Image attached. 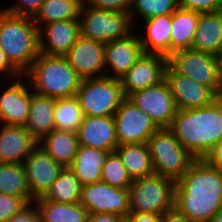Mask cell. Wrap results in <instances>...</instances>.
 Returning <instances> with one entry per match:
<instances>
[{"mask_svg": "<svg viewBox=\"0 0 222 222\" xmlns=\"http://www.w3.org/2000/svg\"><path fill=\"white\" fill-rule=\"evenodd\" d=\"M127 99L145 112L158 128H168L178 110L165 79L131 93Z\"/></svg>", "mask_w": 222, "mask_h": 222, "instance_id": "10", "label": "cell"}, {"mask_svg": "<svg viewBox=\"0 0 222 222\" xmlns=\"http://www.w3.org/2000/svg\"><path fill=\"white\" fill-rule=\"evenodd\" d=\"M168 65L181 75L211 88L216 94L219 85V56L194 49H183L168 56Z\"/></svg>", "mask_w": 222, "mask_h": 222, "instance_id": "9", "label": "cell"}, {"mask_svg": "<svg viewBox=\"0 0 222 222\" xmlns=\"http://www.w3.org/2000/svg\"><path fill=\"white\" fill-rule=\"evenodd\" d=\"M23 76L28 80L32 91L55 99L75 96L82 81L65 56L42 53Z\"/></svg>", "mask_w": 222, "mask_h": 222, "instance_id": "4", "label": "cell"}, {"mask_svg": "<svg viewBox=\"0 0 222 222\" xmlns=\"http://www.w3.org/2000/svg\"><path fill=\"white\" fill-rule=\"evenodd\" d=\"M209 222H222V208L209 220Z\"/></svg>", "mask_w": 222, "mask_h": 222, "instance_id": "47", "label": "cell"}, {"mask_svg": "<svg viewBox=\"0 0 222 222\" xmlns=\"http://www.w3.org/2000/svg\"><path fill=\"white\" fill-rule=\"evenodd\" d=\"M142 53L138 33L134 30L126 37L107 42L104 47L105 76L119 79L135 64Z\"/></svg>", "mask_w": 222, "mask_h": 222, "instance_id": "18", "label": "cell"}, {"mask_svg": "<svg viewBox=\"0 0 222 222\" xmlns=\"http://www.w3.org/2000/svg\"><path fill=\"white\" fill-rule=\"evenodd\" d=\"M84 118L75 96L56 99L54 108L55 129L77 133Z\"/></svg>", "mask_w": 222, "mask_h": 222, "instance_id": "33", "label": "cell"}, {"mask_svg": "<svg viewBox=\"0 0 222 222\" xmlns=\"http://www.w3.org/2000/svg\"><path fill=\"white\" fill-rule=\"evenodd\" d=\"M80 146L114 152L118 146L113 116H84L77 132Z\"/></svg>", "mask_w": 222, "mask_h": 222, "instance_id": "20", "label": "cell"}, {"mask_svg": "<svg viewBox=\"0 0 222 222\" xmlns=\"http://www.w3.org/2000/svg\"><path fill=\"white\" fill-rule=\"evenodd\" d=\"M101 181L117 188H129L133 181L115 151L108 154L102 166Z\"/></svg>", "mask_w": 222, "mask_h": 222, "instance_id": "35", "label": "cell"}, {"mask_svg": "<svg viewBox=\"0 0 222 222\" xmlns=\"http://www.w3.org/2000/svg\"><path fill=\"white\" fill-rule=\"evenodd\" d=\"M13 5L0 11L17 16L33 17L45 0H16Z\"/></svg>", "mask_w": 222, "mask_h": 222, "instance_id": "38", "label": "cell"}, {"mask_svg": "<svg viewBox=\"0 0 222 222\" xmlns=\"http://www.w3.org/2000/svg\"><path fill=\"white\" fill-rule=\"evenodd\" d=\"M110 152L79 146L78 152L69 166L81 186L101 181V170Z\"/></svg>", "mask_w": 222, "mask_h": 222, "instance_id": "26", "label": "cell"}, {"mask_svg": "<svg viewBox=\"0 0 222 222\" xmlns=\"http://www.w3.org/2000/svg\"><path fill=\"white\" fill-rule=\"evenodd\" d=\"M174 206L192 222H209L222 208V171L196 159L175 184Z\"/></svg>", "mask_w": 222, "mask_h": 222, "instance_id": "1", "label": "cell"}, {"mask_svg": "<svg viewBox=\"0 0 222 222\" xmlns=\"http://www.w3.org/2000/svg\"><path fill=\"white\" fill-rule=\"evenodd\" d=\"M200 13L178 7L171 14V53L190 49Z\"/></svg>", "mask_w": 222, "mask_h": 222, "instance_id": "27", "label": "cell"}, {"mask_svg": "<svg viewBox=\"0 0 222 222\" xmlns=\"http://www.w3.org/2000/svg\"><path fill=\"white\" fill-rule=\"evenodd\" d=\"M143 23L145 32L138 33L143 52L168 57L171 54V14L145 19Z\"/></svg>", "mask_w": 222, "mask_h": 222, "instance_id": "22", "label": "cell"}, {"mask_svg": "<svg viewBox=\"0 0 222 222\" xmlns=\"http://www.w3.org/2000/svg\"><path fill=\"white\" fill-rule=\"evenodd\" d=\"M0 47L10 65L23 76L40 54L38 28L32 17L0 11Z\"/></svg>", "mask_w": 222, "mask_h": 222, "instance_id": "3", "label": "cell"}, {"mask_svg": "<svg viewBox=\"0 0 222 222\" xmlns=\"http://www.w3.org/2000/svg\"><path fill=\"white\" fill-rule=\"evenodd\" d=\"M79 36V20H61L42 25L38 28L39 52L49 56H65Z\"/></svg>", "mask_w": 222, "mask_h": 222, "instance_id": "19", "label": "cell"}, {"mask_svg": "<svg viewBox=\"0 0 222 222\" xmlns=\"http://www.w3.org/2000/svg\"><path fill=\"white\" fill-rule=\"evenodd\" d=\"M75 97L84 116H113L127 98L121 81L107 76L82 79Z\"/></svg>", "mask_w": 222, "mask_h": 222, "instance_id": "6", "label": "cell"}, {"mask_svg": "<svg viewBox=\"0 0 222 222\" xmlns=\"http://www.w3.org/2000/svg\"><path fill=\"white\" fill-rule=\"evenodd\" d=\"M154 173L177 182L196 158L168 128H158L147 140Z\"/></svg>", "mask_w": 222, "mask_h": 222, "instance_id": "5", "label": "cell"}, {"mask_svg": "<svg viewBox=\"0 0 222 222\" xmlns=\"http://www.w3.org/2000/svg\"><path fill=\"white\" fill-rule=\"evenodd\" d=\"M115 152L132 180L155 174L146 143L122 144L116 147Z\"/></svg>", "mask_w": 222, "mask_h": 222, "instance_id": "28", "label": "cell"}, {"mask_svg": "<svg viewBox=\"0 0 222 222\" xmlns=\"http://www.w3.org/2000/svg\"><path fill=\"white\" fill-rule=\"evenodd\" d=\"M6 86L0 91V124L25 126L31 104V86L24 76L7 82Z\"/></svg>", "mask_w": 222, "mask_h": 222, "instance_id": "13", "label": "cell"}, {"mask_svg": "<svg viewBox=\"0 0 222 222\" xmlns=\"http://www.w3.org/2000/svg\"><path fill=\"white\" fill-rule=\"evenodd\" d=\"M191 49L219 56L222 51V10L200 13Z\"/></svg>", "mask_w": 222, "mask_h": 222, "instance_id": "24", "label": "cell"}, {"mask_svg": "<svg viewBox=\"0 0 222 222\" xmlns=\"http://www.w3.org/2000/svg\"><path fill=\"white\" fill-rule=\"evenodd\" d=\"M26 205L20 197L0 193V222H7Z\"/></svg>", "mask_w": 222, "mask_h": 222, "instance_id": "36", "label": "cell"}, {"mask_svg": "<svg viewBox=\"0 0 222 222\" xmlns=\"http://www.w3.org/2000/svg\"><path fill=\"white\" fill-rule=\"evenodd\" d=\"M168 129L196 159H203L222 138V101L177 110Z\"/></svg>", "mask_w": 222, "mask_h": 222, "instance_id": "2", "label": "cell"}, {"mask_svg": "<svg viewBox=\"0 0 222 222\" xmlns=\"http://www.w3.org/2000/svg\"><path fill=\"white\" fill-rule=\"evenodd\" d=\"M128 222H163L162 214L130 211L126 217Z\"/></svg>", "mask_w": 222, "mask_h": 222, "instance_id": "42", "label": "cell"}, {"mask_svg": "<svg viewBox=\"0 0 222 222\" xmlns=\"http://www.w3.org/2000/svg\"><path fill=\"white\" fill-rule=\"evenodd\" d=\"M55 103V98L38 94L31 89L29 116L24 127L37 142L55 129Z\"/></svg>", "mask_w": 222, "mask_h": 222, "instance_id": "23", "label": "cell"}, {"mask_svg": "<svg viewBox=\"0 0 222 222\" xmlns=\"http://www.w3.org/2000/svg\"><path fill=\"white\" fill-rule=\"evenodd\" d=\"M113 117L118 146L147 143L150 136L158 129L151 118L127 98L119 105Z\"/></svg>", "mask_w": 222, "mask_h": 222, "instance_id": "12", "label": "cell"}, {"mask_svg": "<svg viewBox=\"0 0 222 222\" xmlns=\"http://www.w3.org/2000/svg\"><path fill=\"white\" fill-rule=\"evenodd\" d=\"M176 182L153 174L132 181L128 188L130 211L163 214L174 207Z\"/></svg>", "mask_w": 222, "mask_h": 222, "instance_id": "7", "label": "cell"}, {"mask_svg": "<svg viewBox=\"0 0 222 222\" xmlns=\"http://www.w3.org/2000/svg\"><path fill=\"white\" fill-rule=\"evenodd\" d=\"M0 163L23 164L38 146L24 126L0 124Z\"/></svg>", "mask_w": 222, "mask_h": 222, "instance_id": "21", "label": "cell"}, {"mask_svg": "<svg viewBox=\"0 0 222 222\" xmlns=\"http://www.w3.org/2000/svg\"><path fill=\"white\" fill-rule=\"evenodd\" d=\"M84 0H45L32 17L39 28L42 25L61 21L78 20Z\"/></svg>", "mask_w": 222, "mask_h": 222, "instance_id": "29", "label": "cell"}, {"mask_svg": "<svg viewBox=\"0 0 222 222\" xmlns=\"http://www.w3.org/2000/svg\"><path fill=\"white\" fill-rule=\"evenodd\" d=\"M0 74H3L7 81L19 78L21 75L10 65L4 51L0 47ZM8 75V76H7Z\"/></svg>", "mask_w": 222, "mask_h": 222, "instance_id": "43", "label": "cell"}, {"mask_svg": "<svg viewBox=\"0 0 222 222\" xmlns=\"http://www.w3.org/2000/svg\"><path fill=\"white\" fill-rule=\"evenodd\" d=\"M0 193L20 197L27 204L34 202L23 164L0 163Z\"/></svg>", "mask_w": 222, "mask_h": 222, "instance_id": "32", "label": "cell"}, {"mask_svg": "<svg viewBox=\"0 0 222 222\" xmlns=\"http://www.w3.org/2000/svg\"><path fill=\"white\" fill-rule=\"evenodd\" d=\"M203 159L213 168L222 171V138Z\"/></svg>", "mask_w": 222, "mask_h": 222, "instance_id": "41", "label": "cell"}, {"mask_svg": "<svg viewBox=\"0 0 222 222\" xmlns=\"http://www.w3.org/2000/svg\"><path fill=\"white\" fill-rule=\"evenodd\" d=\"M165 80L178 110L205 107L217 99V94L211 88L176 73L169 65L165 71Z\"/></svg>", "mask_w": 222, "mask_h": 222, "instance_id": "15", "label": "cell"}, {"mask_svg": "<svg viewBox=\"0 0 222 222\" xmlns=\"http://www.w3.org/2000/svg\"><path fill=\"white\" fill-rule=\"evenodd\" d=\"M79 203L89 214L114 213L126 218L130 212L128 188L112 187L103 181L82 186Z\"/></svg>", "mask_w": 222, "mask_h": 222, "instance_id": "11", "label": "cell"}, {"mask_svg": "<svg viewBox=\"0 0 222 222\" xmlns=\"http://www.w3.org/2000/svg\"><path fill=\"white\" fill-rule=\"evenodd\" d=\"M132 0H84L93 8L129 13Z\"/></svg>", "mask_w": 222, "mask_h": 222, "instance_id": "39", "label": "cell"}, {"mask_svg": "<svg viewBox=\"0 0 222 222\" xmlns=\"http://www.w3.org/2000/svg\"><path fill=\"white\" fill-rule=\"evenodd\" d=\"M163 222H192L186 215L181 213L175 206L162 214Z\"/></svg>", "mask_w": 222, "mask_h": 222, "instance_id": "45", "label": "cell"}, {"mask_svg": "<svg viewBox=\"0 0 222 222\" xmlns=\"http://www.w3.org/2000/svg\"><path fill=\"white\" fill-rule=\"evenodd\" d=\"M217 98L222 99V66L219 69V85L217 91Z\"/></svg>", "mask_w": 222, "mask_h": 222, "instance_id": "46", "label": "cell"}, {"mask_svg": "<svg viewBox=\"0 0 222 222\" xmlns=\"http://www.w3.org/2000/svg\"><path fill=\"white\" fill-rule=\"evenodd\" d=\"M81 184L70 167H64L47 193L35 200L74 204L80 202Z\"/></svg>", "mask_w": 222, "mask_h": 222, "instance_id": "31", "label": "cell"}, {"mask_svg": "<svg viewBox=\"0 0 222 222\" xmlns=\"http://www.w3.org/2000/svg\"><path fill=\"white\" fill-rule=\"evenodd\" d=\"M167 66L168 57L143 52L135 64L119 78L126 97L163 81Z\"/></svg>", "mask_w": 222, "mask_h": 222, "instance_id": "14", "label": "cell"}, {"mask_svg": "<svg viewBox=\"0 0 222 222\" xmlns=\"http://www.w3.org/2000/svg\"><path fill=\"white\" fill-rule=\"evenodd\" d=\"M31 197L35 200L43 197L50 189L58 174L64 168L37 146L23 163Z\"/></svg>", "mask_w": 222, "mask_h": 222, "instance_id": "16", "label": "cell"}, {"mask_svg": "<svg viewBox=\"0 0 222 222\" xmlns=\"http://www.w3.org/2000/svg\"><path fill=\"white\" fill-rule=\"evenodd\" d=\"M41 222H88L89 213L80 204L34 200Z\"/></svg>", "mask_w": 222, "mask_h": 222, "instance_id": "30", "label": "cell"}, {"mask_svg": "<svg viewBox=\"0 0 222 222\" xmlns=\"http://www.w3.org/2000/svg\"><path fill=\"white\" fill-rule=\"evenodd\" d=\"M7 222H41L35 203H28L19 212L13 215Z\"/></svg>", "mask_w": 222, "mask_h": 222, "instance_id": "40", "label": "cell"}, {"mask_svg": "<svg viewBox=\"0 0 222 222\" xmlns=\"http://www.w3.org/2000/svg\"><path fill=\"white\" fill-rule=\"evenodd\" d=\"M180 8L198 13H214L222 10V0H178Z\"/></svg>", "mask_w": 222, "mask_h": 222, "instance_id": "37", "label": "cell"}, {"mask_svg": "<svg viewBox=\"0 0 222 222\" xmlns=\"http://www.w3.org/2000/svg\"><path fill=\"white\" fill-rule=\"evenodd\" d=\"M104 47L105 44L102 42L79 36L65 57L82 79L103 77L105 76Z\"/></svg>", "mask_w": 222, "mask_h": 222, "instance_id": "17", "label": "cell"}, {"mask_svg": "<svg viewBox=\"0 0 222 222\" xmlns=\"http://www.w3.org/2000/svg\"><path fill=\"white\" fill-rule=\"evenodd\" d=\"M219 62H220V66H222V51H221V53L219 55Z\"/></svg>", "mask_w": 222, "mask_h": 222, "instance_id": "48", "label": "cell"}, {"mask_svg": "<svg viewBox=\"0 0 222 222\" xmlns=\"http://www.w3.org/2000/svg\"><path fill=\"white\" fill-rule=\"evenodd\" d=\"M178 7V0H132L129 15L132 24L136 25L137 17L145 20L156 16L169 15Z\"/></svg>", "mask_w": 222, "mask_h": 222, "instance_id": "34", "label": "cell"}, {"mask_svg": "<svg viewBox=\"0 0 222 222\" xmlns=\"http://www.w3.org/2000/svg\"><path fill=\"white\" fill-rule=\"evenodd\" d=\"M78 20L80 36L104 44L126 37L135 30L129 13L96 9L85 2L81 7Z\"/></svg>", "mask_w": 222, "mask_h": 222, "instance_id": "8", "label": "cell"}, {"mask_svg": "<svg viewBox=\"0 0 222 222\" xmlns=\"http://www.w3.org/2000/svg\"><path fill=\"white\" fill-rule=\"evenodd\" d=\"M38 146L63 167H69L80 145L77 133L54 129L38 141Z\"/></svg>", "mask_w": 222, "mask_h": 222, "instance_id": "25", "label": "cell"}, {"mask_svg": "<svg viewBox=\"0 0 222 222\" xmlns=\"http://www.w3.org/2000/svg\"><path fill=\"white\" fill-rule=\"evenodd\" d=\"M125 219L114 213H92L88 215V222H123Z\"/></svg>", "mask_w": 222, "mask_h": 222, "instance_id": "44", "label": "cell"}]
</instances>
